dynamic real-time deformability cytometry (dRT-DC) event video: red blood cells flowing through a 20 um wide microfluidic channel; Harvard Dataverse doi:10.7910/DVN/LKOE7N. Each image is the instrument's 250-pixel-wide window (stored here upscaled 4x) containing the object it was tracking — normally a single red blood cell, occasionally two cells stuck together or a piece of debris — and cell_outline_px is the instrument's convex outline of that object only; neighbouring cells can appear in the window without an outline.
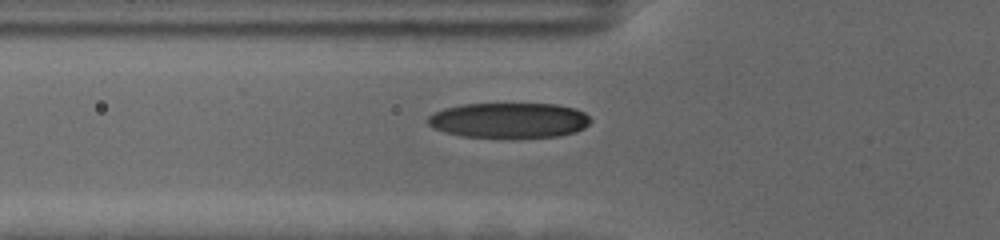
{"species": "human", "species_latin": "Homo sapiens", "temperature_condition": "cold", "stored_images_in_passage": 43, "camera_frame_rate_fps": 3000, "um_per_image_px": 0.085, "donor": {"sex": "female"}, "frame": {"image": 1, "passage_image": 7, "time_ms": 2.0, "image_size_px": [1000, 240], "cell_outline_px": [[592, 120], [584, 128], [576, 132], [560, 136], [460, 136], [444, 132], [432, 128], [428, 124], [428, 116], [444, 108], [464, 104], [556, 104], [576, 108], [584, 112]], "centroid_in_image_um": [43.28, 10.21], "position_along_channel_um": 82.5, "area_um2": 33.06}}
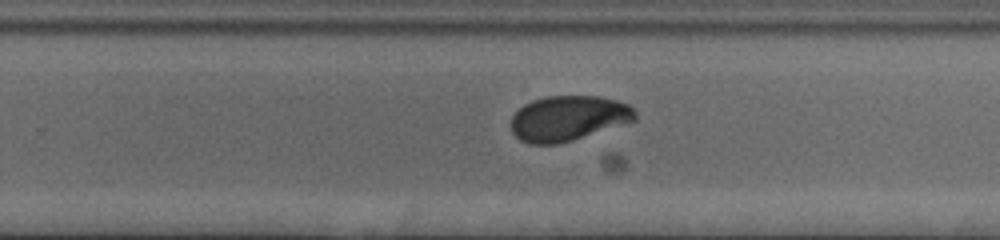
{"frame": {"image": 2, "passage_image": 24, "time_ms": 7.667, "image_size_px": [1000, 240], "cell_outline_px": [[636, 120], [572, 140], [556, 144], [528, 144], [520, 140], [512, 132], [512, 116], [524, 104], [532, 100], [544, 96], [600, 96], [616, 100], [628, 104], [636, 112]], "centroid_in_image_um": [48.29, 10.04], "position_along_channel_um": 281.5, "area_um2": 32.54}}
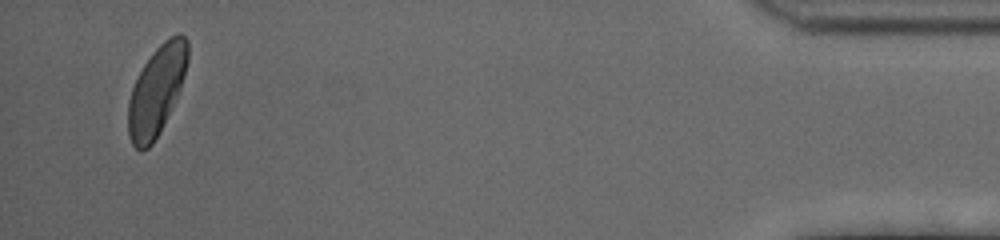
{"frame": {"image": 3, "passage_image": 42, "time_ms": 13.667, "image_size_px": [1000, 240], "cell_outline_px": [[188, 60], [184, 76], [180, 88], [160, 132], [152, 144], [148, 148], [140, 152], [132, 144], [128, 136], [128, 100], [132, 88], [144, 64], [152, 52], [164, 40], [176, 32], [180, 32], [188, 40]], "centroid_in_image_um": [13.3, 7.69], "position_along_channel_um": 421.9, "area_um2": 30.92}}